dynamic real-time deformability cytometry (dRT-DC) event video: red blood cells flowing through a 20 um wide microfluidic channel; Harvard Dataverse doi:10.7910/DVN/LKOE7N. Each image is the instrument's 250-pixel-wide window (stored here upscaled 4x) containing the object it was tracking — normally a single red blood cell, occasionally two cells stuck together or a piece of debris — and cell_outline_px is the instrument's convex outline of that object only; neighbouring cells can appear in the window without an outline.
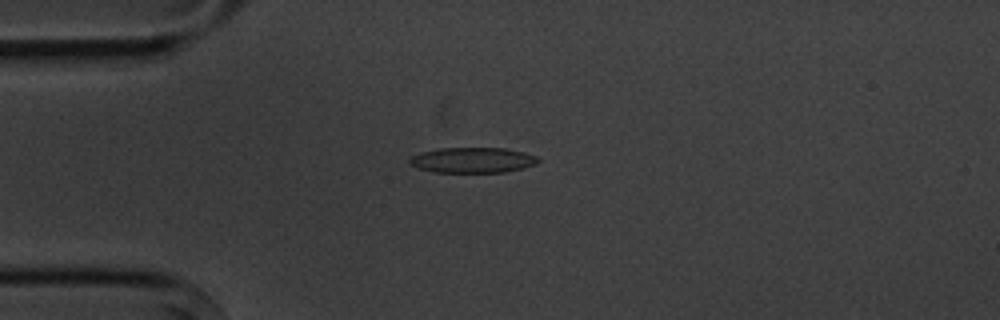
{"species": "common noctule bat (a hibernating species)", "species_latin": "Nyctalus noctula", "temperature_condition": "cold", "stored_images_in_passage": 6, "camera_frame_rate_fps": 3000, "um_per_image_px": 0.085, "animal": {"sex": "male", "body_mass_g": 20.1, "forearm_length_mm": 53.5}, "frame": {"image": 1, "passage_image": 4, "time_ms": 3.667, "image_size_px": [1000, 320], "cell_outline_px": [[540, 160], [536, 164], [524, 168], [504, 172], [432, 172], [408, 164], [408, 156], [420, 152], [440, 148], [504, 148], [524, 152], [536, 156]], "centroid_in_image_um": [40.13, 13.61], "position_along_channel_um": 44.9, "area_um2": 19.19}}
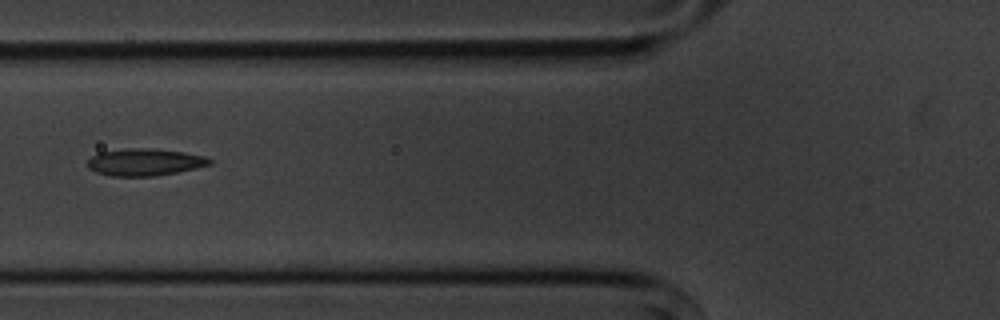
{"frame": {"image": 2, "passage_image": 6, "time_ms": 6.0, "image_size_px": [1000, 320], "cell_outline_px": [[212, 164], [196, 168], [176, 172], [152, 176], [112, 176], [96, 172], [88, 168], [88, 160], [92, 156], [100, 152], [128, 148], [152, 148], [184, 152], [204, 156], [212, 160]], "centroid_in_image_um": [12.3, 13.77], "position_along_channel_um": 113.5, "area_um2": 19.19}}